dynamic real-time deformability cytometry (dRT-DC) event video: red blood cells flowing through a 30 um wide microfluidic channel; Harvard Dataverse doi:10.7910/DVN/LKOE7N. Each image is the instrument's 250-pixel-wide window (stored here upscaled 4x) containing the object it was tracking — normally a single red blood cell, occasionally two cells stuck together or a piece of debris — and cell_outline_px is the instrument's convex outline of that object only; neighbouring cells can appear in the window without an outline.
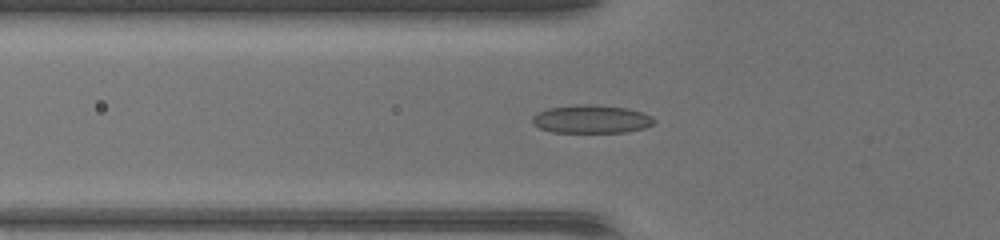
{"species": "common noctule bat (a hibernating species)", "species_latin": "Nyctalus noctula", "temperature_condition": "warm", "stored_images_in_passage": 38, "camera_frame_rate_fps": 3000, "um_per_image_px": 0.085, "animal": {"sex": "female", "body_mass_g": 17.0, "forearm_length_mm": 48.0}, "frame": {"image": 1, "passage_image": 8, "time_ms": 2.333, "image_size_px": [1000, 240], "cell_outline_px": [[656, 120], [652, 124], [644, 128], [624, 132], [552, 132], [540, 128], [532, 124], [532, 116], [536, 112], [548, 108], [584, 104], [588, 104], [628, 108], [652, 116]], "centroid_in_image_um": [50.23, 10.13], "position_along_channel_um": 75.6, "area_um2": 19.94}}
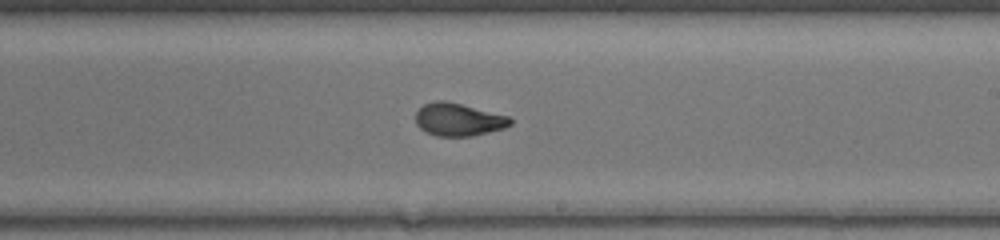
{"frame": {"image": 2, "passage_image": 20, "time_ms": 6.333, "image_size_px": [1000, 240], "cell_outline_px": [[512, 124], [504, 128], [472, 136], [436, 136], [420, 128], [416, 124], [416, 112], [424, 104], [440, 100], [460, 104], [508, 116], [512, 120]], "centroid_in_image_um": [38.96, 10.17], "position_along_channel_um": 250.0, "area_um2": 17.74}}
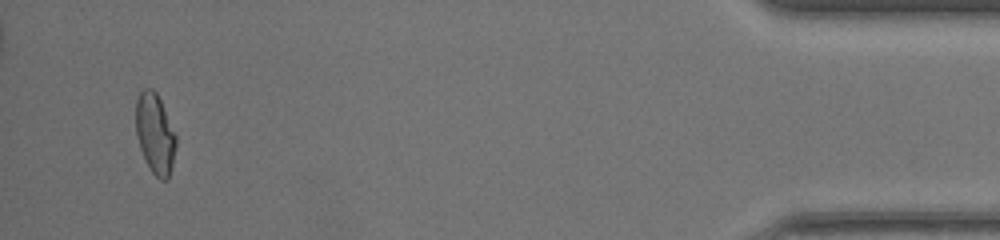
{"frame": {"image": 3, "passage_image": 37, "time_ms": 12.0, "image_size_px": [1000, 240], "cell_outline_px": [[176, 148], [168, 180], [160, 180], [152, 172], [140, 148], [136, 136], [136, 100], [140, 92], [144, 88], [152, 88], [156, 92], [160, 100], [176, 136]], "centroid_in_image_um": [13.17, 11.36], "position_along_channel_um": 422.0, "area_um2": 18.55}}